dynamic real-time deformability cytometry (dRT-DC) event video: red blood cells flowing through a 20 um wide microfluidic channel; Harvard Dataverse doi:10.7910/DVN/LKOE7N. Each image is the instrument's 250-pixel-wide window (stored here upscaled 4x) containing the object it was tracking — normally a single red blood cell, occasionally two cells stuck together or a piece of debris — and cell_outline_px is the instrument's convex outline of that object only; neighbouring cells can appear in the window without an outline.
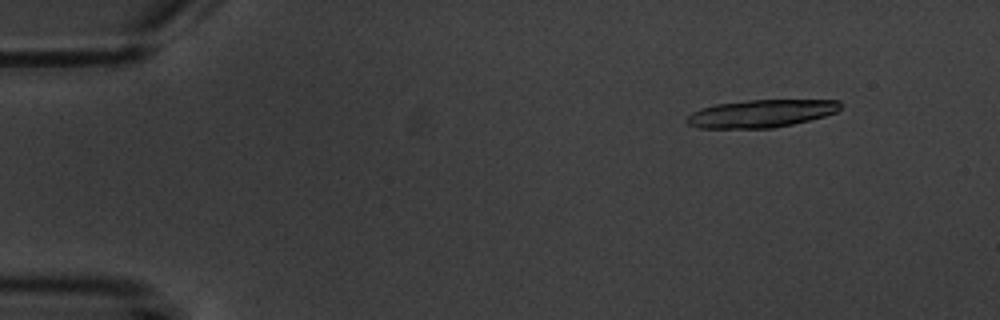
{"species": "common noctule bat (a hibernating species)", "species_latin": "Nyctalus noctula", "temperature_condition": "warm", "stored_images_in_passage": 5, "segment_of_instrument_passage": [1, 2], "camera_frame_rate_fps": 3000, "um_per_image_px": 0.085, "animal": {"sex": "male", "body_mass_g": 20.1, "forearm_length_mm": 53.5}, "frame": {"image": 1, "passage_image": 2, "time_ms": 1.0, "image_size_px": [1000, 320], "cell_outline_px": [[840, 108], [836, 112], [824, 116], [792, 124], [772, 128], [700, 128], [688, 124], [684, 120], [692, 112], [700, 108], [716, 104], [748, 100], [840, 100]], "centroid_in_image_um": [64.66, 9.65], "position_along_channel_um": 20.3, "area_um2": 24.68}}